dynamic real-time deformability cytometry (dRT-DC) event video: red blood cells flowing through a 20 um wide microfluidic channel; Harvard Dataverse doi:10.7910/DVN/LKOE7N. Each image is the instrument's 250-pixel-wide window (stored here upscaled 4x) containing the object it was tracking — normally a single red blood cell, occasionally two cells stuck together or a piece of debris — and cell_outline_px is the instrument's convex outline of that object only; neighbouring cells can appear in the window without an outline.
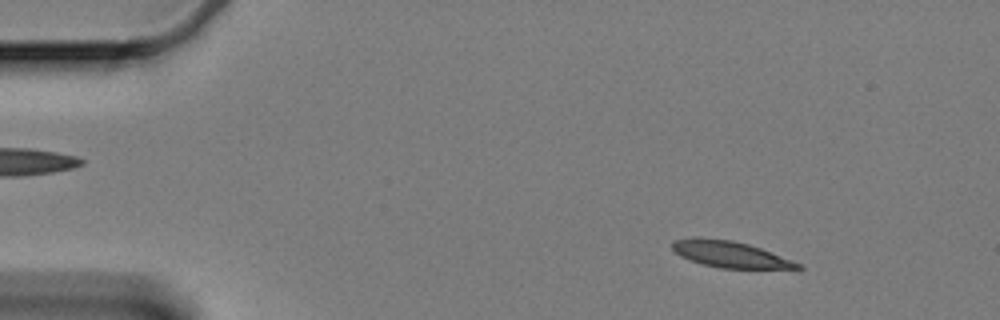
{"species": "Egyptian fruit bat (a non-hibernating species)", "species_latin": "Rousettus aegyptiacus", "temperature_condition": "cold", "stored_images_in_passage": 60, "camera_frame_rate_fps": 3000, "um_per_image_px": 0.085, "animal": {"sex": "female"}, "frame": {"image": 1, "passage_image": 7, "time_ms": 2.0, "image_size_px": [1000, 320], "cell_outline_px": [[804, 268], [796, 272], [720, 268], [688, 260], [680, 256], [672, 248], [672, 240], [692, 236], [700, 236], [732, 240], [748, 244], [760, 248], [792, 260], [800, 264]], "centroid_in_image_um": [62.18, 21.66], "position_along_channel_um": 22.8, "area_um2": 20.46}}
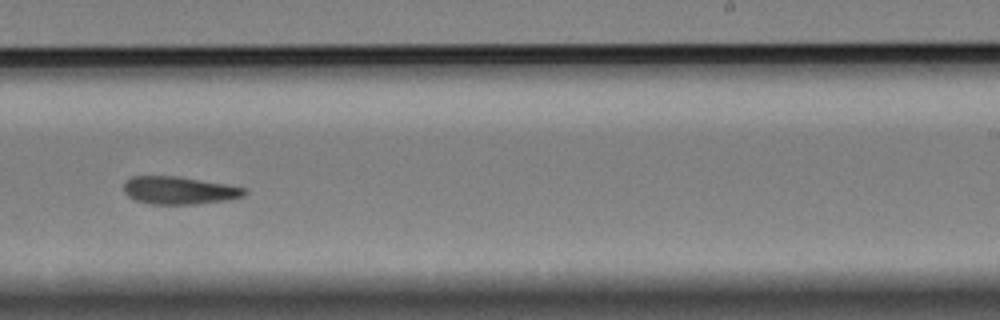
{"frame": {"image": 2, "passage_image": 37, "time_ms": 12.0, "image_size_px": [1000, 320], "cell_outline_px": [[248, 192], [244, 196], [232, 200], [196, 204], [152, 204], [136, 200], [128, 196], [124, 192], [124, 180], [132, 176], [180, 176], [228, 184], [248, 188]], "centroid_in_image_um": [15.29, 16.18], "position_along_channel_um": 273.7, "area_um2": 19.94}}
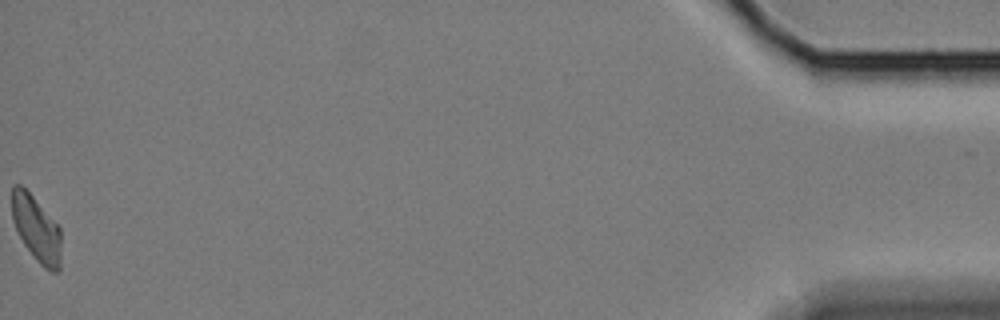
{"frame": {"image": 3, "passage_image": 60, "time_ms": 19.667, "image_size_px": [1000, 320], "cell_outline_px": [[60, 268], [56, 272], [52, 272], [44, 268], [36, 260], [24, 244], [12, 220], [12, 188], [16, 184], [20, 184], [32, 196], [60, 228]], "centroid_in_image_um": [3.09, 19.47], "position_along_channel_um": 432.1, "area_um2": 18.44}}